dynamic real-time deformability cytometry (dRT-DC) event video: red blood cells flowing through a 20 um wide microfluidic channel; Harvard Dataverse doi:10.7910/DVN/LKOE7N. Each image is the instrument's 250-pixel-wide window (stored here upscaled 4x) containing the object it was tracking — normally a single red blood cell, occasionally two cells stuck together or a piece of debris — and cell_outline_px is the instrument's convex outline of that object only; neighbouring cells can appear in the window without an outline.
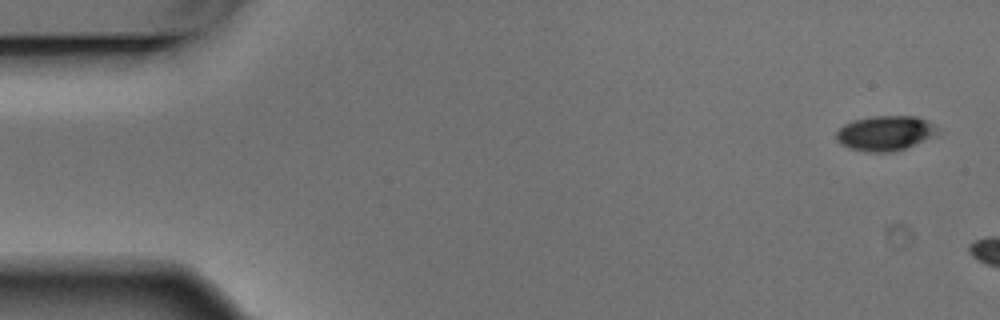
{"species": "Egyptian fruit bat (a non-hibernating species)", "species_latin": "Rousettus aegyptiacus", "temperature_condition": "warm", "stored_images_in_passage": 3, "camera_frame_rate_fps": 3000, "um_per_image_px": 0.085, "animal": {"sex": "male"}, "frame": {"image": 1, "passage_image": 1, "time_ms": 0.0, "image_size_px": [1000, 320], "cell_outline_px": [[940, 132], [936, 136], [904, 148], [888, 152], [864, 152], [840, 144], [836, 140], [836, 132], [844, 124], [852, 120], [872, 116], [916, 116], [940, 128]], "centroid_in_image_um": [75.24, 11.31], "position_along_channel_um": 9.8, "area_um2": 20.63}}